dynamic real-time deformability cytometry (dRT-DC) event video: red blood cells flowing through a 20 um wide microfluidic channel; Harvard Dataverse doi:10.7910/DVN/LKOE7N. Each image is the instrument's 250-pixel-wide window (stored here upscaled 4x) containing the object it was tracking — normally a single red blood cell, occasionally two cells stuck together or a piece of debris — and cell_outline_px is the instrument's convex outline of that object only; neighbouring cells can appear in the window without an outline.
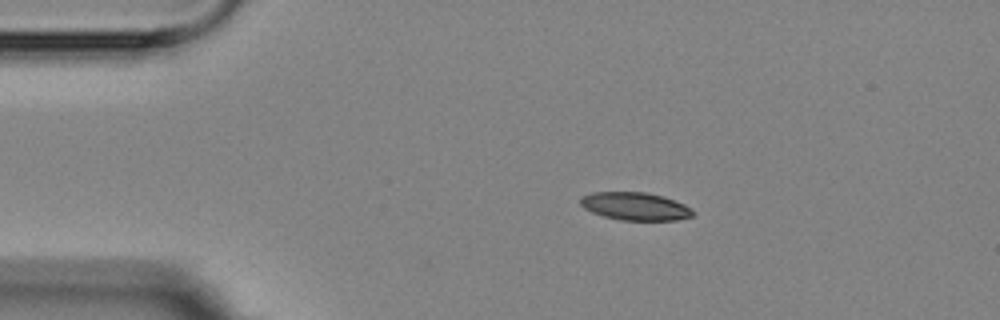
{"species": "Egyptian fruit bat (a non-hibernating species)", "species_latin": "Rousettus aegyptiacus", "temperature_condition": "room temperature", "stored_images_in_passage": 5, "segment_of_instrument_passage": [1, 2], "camera_frame_rate_fps": 3000, "um_per_image_px": 0.085, "animal": {"sex": "female"}, "frame": {"image": 1, "passage_image": 1, "time_ms": 0.0, "image_size_px": [1000, 320], "cell_outline_px": [[692, 216], [676, 220], [620, 220], [604, 216], [592, 212], [584, 208], [580, 204], [580, 196], [592, 192], [644, 192], [664, 196], [684, 204], [692, 208]], "centroid_in_image_um": [53.96, 17.52], "position_along_channel_um": 31.0, "area_um2": 18.26}}
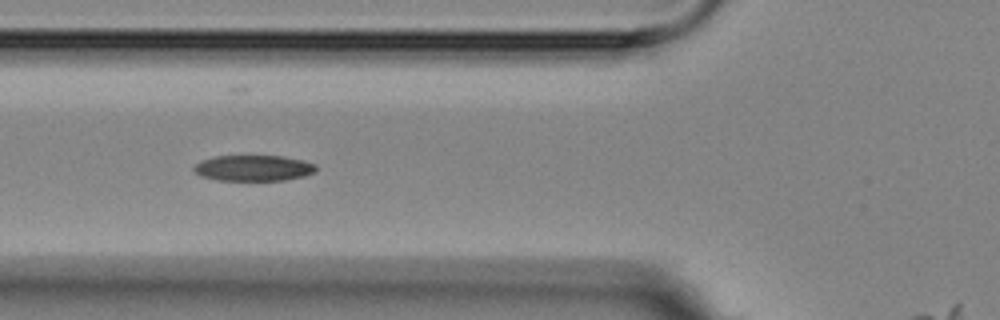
{"frame": {"image": 2, "passage_image": 3, "time_ms": 3.333, "image_size_px": [1000, 320], "cell_outline_px": [[316, 172], [304, 176], [284, 180], [216, 180], [200, 176], [192, 168], [196, 164], [204, 160], [216, 156], [280, 156], [304, 160], [316, 164]], "centroid_in_image_um": [21.57, 14.29], "position_along_channel_um": 104.2, "area_um2": 18.32}}
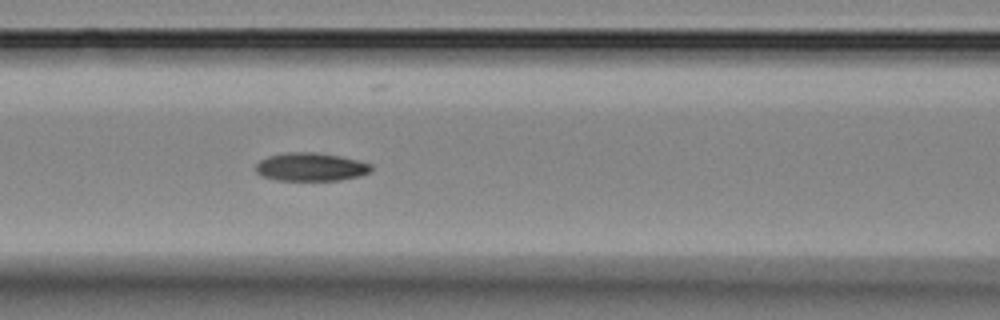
{"frame": {"image": 3, "passage_image": 4, "time_ms": 4.333, "image_size_px": [1000, 320], "cell_outline_px": [[372, 172], [360, 176], [340, 180], [276, 180], [260, 176], [256, 172], [256, 164], [260, 160], [268, 156], [284, 152], [316, 152], [340, 156], [372, 164]], "centroid_in_image_um": [26.41, 14.19], "position_along_channel_um": 140.2, "area_um2": 19.19}}